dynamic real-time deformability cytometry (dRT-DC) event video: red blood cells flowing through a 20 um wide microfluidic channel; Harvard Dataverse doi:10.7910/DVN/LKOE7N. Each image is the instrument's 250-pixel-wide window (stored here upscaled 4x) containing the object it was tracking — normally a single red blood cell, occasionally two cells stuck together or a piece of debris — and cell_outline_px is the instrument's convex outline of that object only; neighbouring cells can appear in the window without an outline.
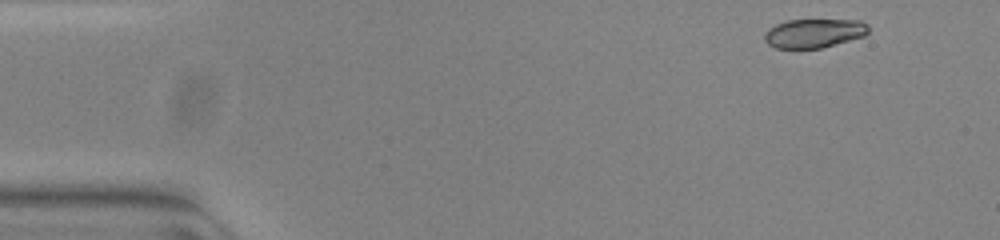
{"species": "common noctule bat (a hibernating species)", "species_latin": "Nyctalus noctula", "temperature_condition": "warm", "stored_images_in_passage": 49, "camera_frame_rate_fps": 3000, "um_per_image_px": 0.085, "animal": {"sex": "female", "body_mass_g": 23.0, "forearm_length_mm": 53.4}, "frame": {"image": 1, "passage_image": 1, "time_ms": 0.0, "image_size_px": [1000, 240], "cell_outline_px": [[868, 32], [864, 36], [820, 48], [776, 48], [768, 44], [764, 40], [764, 36], [768, 28], [776, 24], [788, 20], [860, 20], [868, 24]], "centroid_in_image_um": [69.18, 2.82], "position_along_channel_um": 15.8, "area_um2": 17.46}}
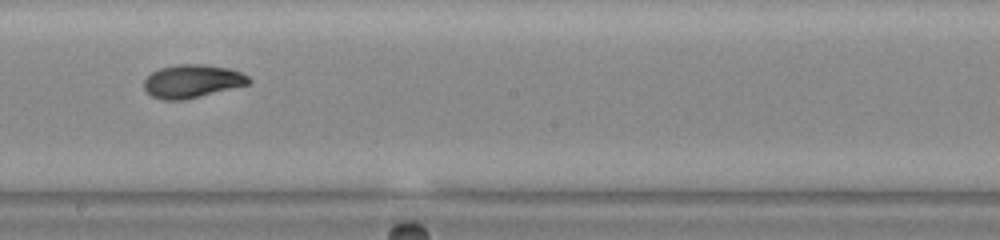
{"frame": {"image": 2, "passage_image": 26, "time_ms": 8.333, "image_size_px": [1000, 240], "cell_outline_px": [[252, 80], [248, 84], [184, 100], [160, 100], [152, 96], [144, 88], [144, 80], [152, 72], [160, 68], [176, 64], [204, 64], [228, 68], [240, 72], [248, 76]], "centroid_in_image_um": [16.32, 6.9], "position_along_channel_um": 231.9, "area_um2": 20.17}}
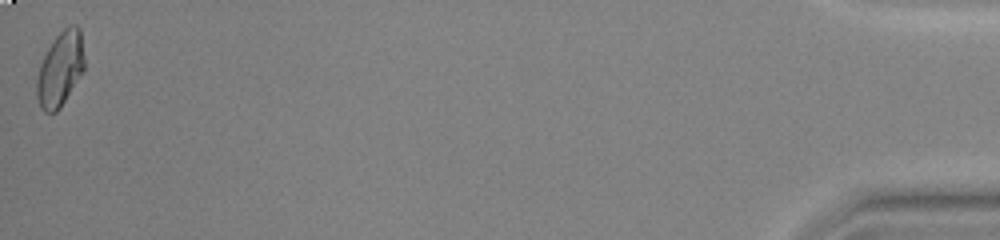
{"frame": {"image": 3, "passage_image": 49, "time_ms": 16.0, "image_size_px": [1000, 240], "cell_outline_px": [[84, 72], [60, 108], [56, 112], [44, 112], [40, 108], [36, 96], [36, 80], [40, 64], [48, 48], [56, 36], [68, 24], [76, 24], [80, 28], [84, 56]], "centroid_in_image_um": [5.13, 5.87], "position_along_channel_um": 430.1, "area_um2": 20.92}, "authors_computed_cell_mechanics": {"area_um2": 20.0566, "velocity_mm_per_s": 3.8908, "shape_relaxation_time_tau1_ms": 4.0439, "shape_relaxation_time_tau2_ms": 1.4454, "deformation_change_tau1": 0.1899, "deformation_change_tau2": 0.0517}}